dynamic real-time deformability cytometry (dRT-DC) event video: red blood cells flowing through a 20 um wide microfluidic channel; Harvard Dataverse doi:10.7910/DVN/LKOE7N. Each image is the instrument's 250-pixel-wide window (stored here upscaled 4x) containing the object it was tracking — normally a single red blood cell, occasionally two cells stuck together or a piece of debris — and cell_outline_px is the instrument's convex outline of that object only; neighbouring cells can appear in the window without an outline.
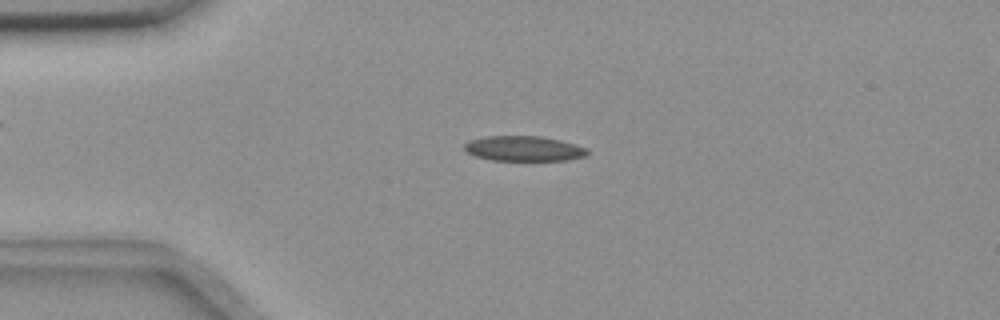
{"species": "common noctule bat (a hibernating species)", "species_latin": "Nyctalus noctula", "temperature_condition": "room temperature", "stored_images_in_passage": 54, "camera_frame_rate_fps": 3000, "um_per_image_px": 0.085, "animal": {"sex": "female", "body_mass_g": 18.4}, "frame": {"image": 1, "passage_image": 12, "time_ms": 3.667, "image_size_px": [1000, 320], "cell_outline_px": [[588, 152], [584, 156], [564, 160], [492, 160], [476, 156], [468, 152], [464, 148], [464, 144], [468, 140], [488, 136], [540, 136], [560, 140], [576, 144], [588, 148]], "centroid_in_image_um": [44.52, 12.62], "position_along_channel_um": 40.5, "area_um2": 17.86}}
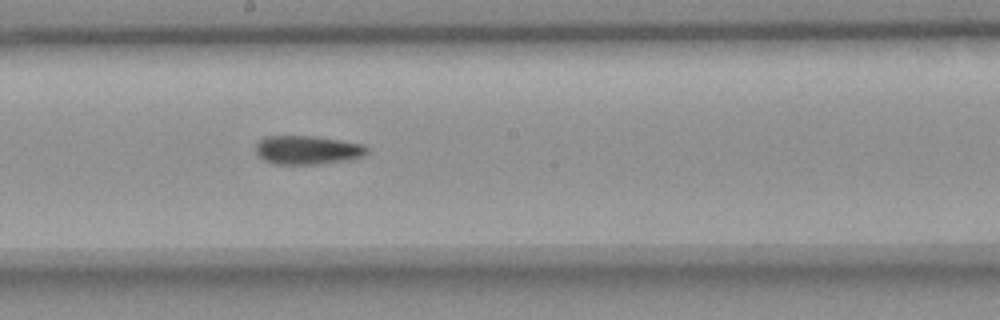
{"frame": {"image": 2, "passage_image": 29, "time_ms": 9.333, "image_size_px": [1000, 320], "cell_outline_px": [[368, 152], [364, 156], [348, 160], [316, 164], [276, 164], [264, 160], [256, 152], [256, 144], [264, 136], [316, 136], [364, 144], [368, 148]], "centroid_in_image_um": [26.16, 12.74], "position_along_channel_um": 222.0, "area_um2": 18.67}}
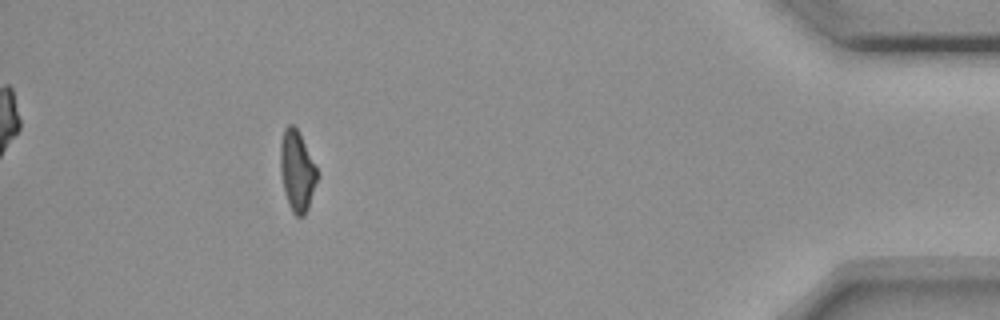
{"frame": {"image": 3, "passage_image": 49, "time_ms": 16.0, "image_size_px": [1000, 320], "cell_outline_px": [[320, 176], [308, 208], [304, 216], [296, 216], [292, 212], [288, 204], [284, 192], [280, 172], [280, 144], [284, 128], [288, 124], [292, 124], [300, 132], [320, 172]], "centroid_in_image_um": [25.28, 14.52], "position_along_channel_um": 409.9, "area_um2": 17.92}, "authors_computed_cell_mechanics": {"area_um2": 18.4093, "velocity_mm_per_s": 3.6733, "shape_relaxation_time_tau1_ms": null, "shape_relaxation_time_tau2_ms": 5.9784, "deformation_change_tau1": null, "deformation_change_tau2": 0.1488}}